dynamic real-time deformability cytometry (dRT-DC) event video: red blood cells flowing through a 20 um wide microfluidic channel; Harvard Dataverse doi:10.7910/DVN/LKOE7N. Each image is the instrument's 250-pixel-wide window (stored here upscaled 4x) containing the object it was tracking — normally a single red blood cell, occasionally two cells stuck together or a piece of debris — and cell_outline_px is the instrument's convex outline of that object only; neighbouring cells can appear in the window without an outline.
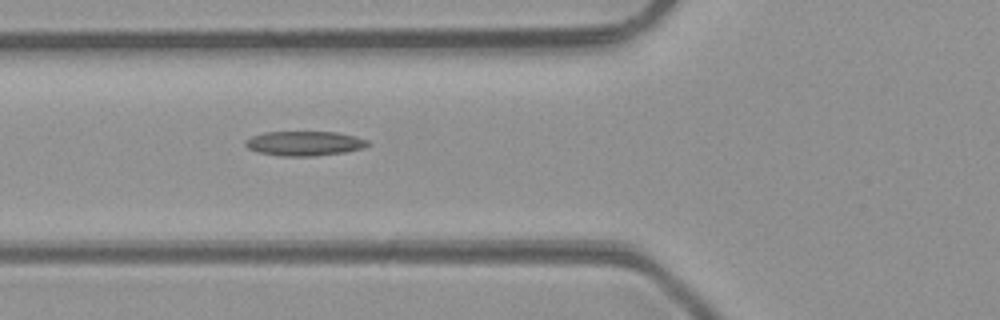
{"species": "common noctule bat (a hibernating species)", "species_latin": "Nyctalus noctula", "temperature_condition": "room temperature", "stored_images_in_passage": 6, "camera_frame_rate_fps": 3000, "um_per_image_px": 0.085, "animal": {"sex": "male", "body_mass_g": 23.1, "forearm_length_mm": 52.7}, "frame": {"image": 1, "passage_image": 6, "time_ms": 5.667, "image_size_px": [1000, 320], "cell_outline_px": [[372, 144], [364, 148], [344, 152], [316, 156], [280, 156], [260, 152], [248, 148], [244, 144], [244, 140], [252, 136], [264, 132], [336, 132], [356, 136], [368, 140]], "centroid_in_image_um": [25.91, 12.19], "position_along_channel_um": 99.9, "area_um2": 17.63}}